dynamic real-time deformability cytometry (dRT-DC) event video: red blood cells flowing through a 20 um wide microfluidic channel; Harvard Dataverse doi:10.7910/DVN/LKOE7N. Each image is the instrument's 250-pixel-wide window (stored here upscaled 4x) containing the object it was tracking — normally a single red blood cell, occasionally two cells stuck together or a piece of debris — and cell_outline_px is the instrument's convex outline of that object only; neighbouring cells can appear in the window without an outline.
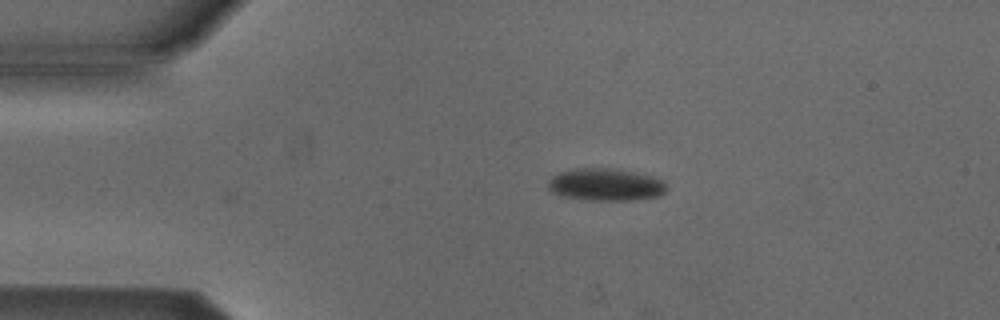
{"species": "Egyptian fruit bat (a non-hibernating species)", "species_latin": "Rousettus aegyptiacus", "temperature_condition": "cold", "stored_images_in_passage": 6, "camera_frame_rate_fps": 3000, "um_per_image_px": 0.085, "animal": {"sex": "male"}, "frame": {"image": 1, "passage_image": 6, "time_ms": 1.667, "image_size_px": [1000, 320], "cell_outline_px": [[668, 188], [660, 196], [632, 200], [596, 200], [564, 196], [548, 188], [548, 184], [552, 176], [560, 172], [576, 168], [616, 168], [652, 176], [664, 180], [668, 184]], "centroid_in_image_um": [51.56, 15.68], "position_along_channel_um": 33.4, "area_um2": 22.25}}